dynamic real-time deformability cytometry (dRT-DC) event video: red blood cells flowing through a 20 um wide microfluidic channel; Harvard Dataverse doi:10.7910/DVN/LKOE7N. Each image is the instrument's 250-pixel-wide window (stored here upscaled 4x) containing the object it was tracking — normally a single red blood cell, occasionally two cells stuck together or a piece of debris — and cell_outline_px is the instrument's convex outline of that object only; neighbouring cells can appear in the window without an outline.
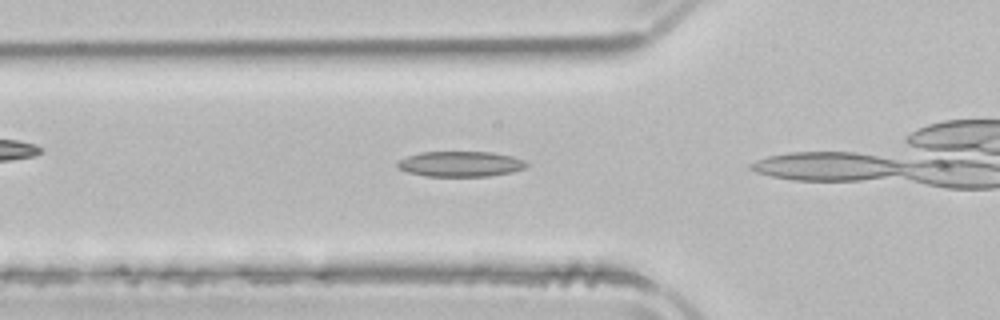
{"species": "common noctule bat (a hibernating species)", "species_latin": "Nyctalus noctula", "temperature_condition": "room temperature", "stored_images_in_passage": 9, "camera_frame_rate_fps": 3000, "um_per_image_px": 0.085, "animal": {"sex": "male", "body_mass_g": 21.5, "forearm_length_mm": 52.0}, "frame": {"image": 1, "passage_image": 8, "time_ms": 2.333, "image_size_px": [1000, 320], "cell_outline_px": [[528, 164], [524, 168], [512, 172], [488, 176], [424, 176], [408, 172], [400, 168], [396, 164], [400, 160], [408, 156], [420, 152], [492, 152], [512, 156], [524, 160]], "centroid_in_image_um": [39.16, 13.93], "position_along_channel_um": 86.6, "area_um2": 18.96}}